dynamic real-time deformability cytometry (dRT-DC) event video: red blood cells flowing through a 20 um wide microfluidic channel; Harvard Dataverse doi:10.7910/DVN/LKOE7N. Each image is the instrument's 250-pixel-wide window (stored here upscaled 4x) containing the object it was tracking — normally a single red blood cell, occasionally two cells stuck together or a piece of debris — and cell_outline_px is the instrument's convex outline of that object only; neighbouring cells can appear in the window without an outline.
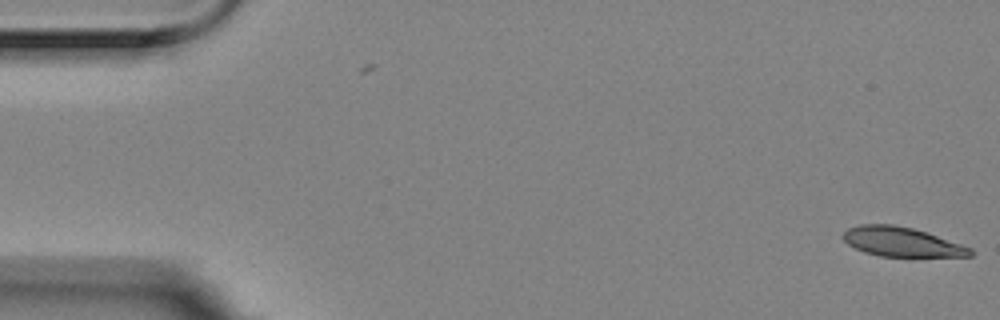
{"species": "Egyptian fruit bat (a non-hibernating species)", "species_latin": "Rousettus aegyptiacus", "temperature_condition": "room temperature", "stored_images_in_passage": 12, "segment_of_instrument_passage": [1, 2], "camera_frame_rate_fps": 3000, "um_per_image_px": 0.085, "animal": {"sex": "female"}, "frame": {"image": 1, "passage_image": 1, "time_ms": 0.0, "image_size_px": [1000, 320], "cell_outline_px": [[976, 252], [972, 256], [880, 256], [864, 252], [848, 244], [840, 236], [848, 228], [860, 224], [892, 224], [912, 228], [972, 248]], "centroid_in_image_um": [76.61, 20.56], "position_along_channel_um": 8.4, "area_um2": 21.56}}
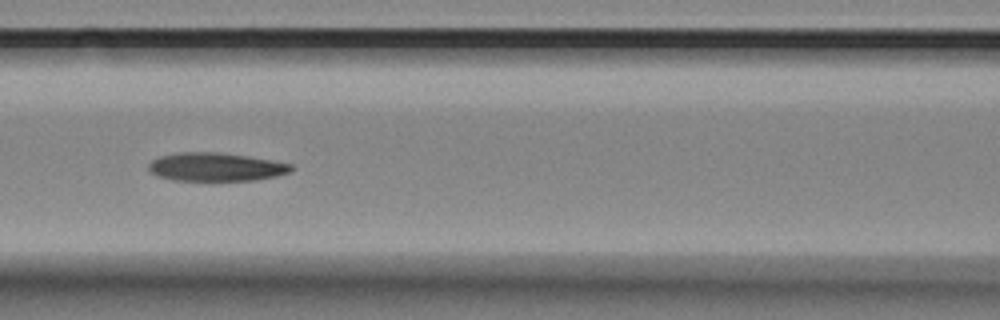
{"frame": {"image": 2, "passage_image": 7, "time_ms": 2.0, "image_size_px": [1000, 320], "cell_outline_px": [[292, 168], [288, 172], [276, 176], [256, 180], [172, 180], [156, 176], [148, 172], [148, 164], [152, 160], [160, 156], [176, 152], [220, 152], [248, 156], [272, 160], [292, 164]], "centroid_in_image_um": [18.29, 14.18], "position_along_channel_um": 148.3, "area_um2": 23.7}}
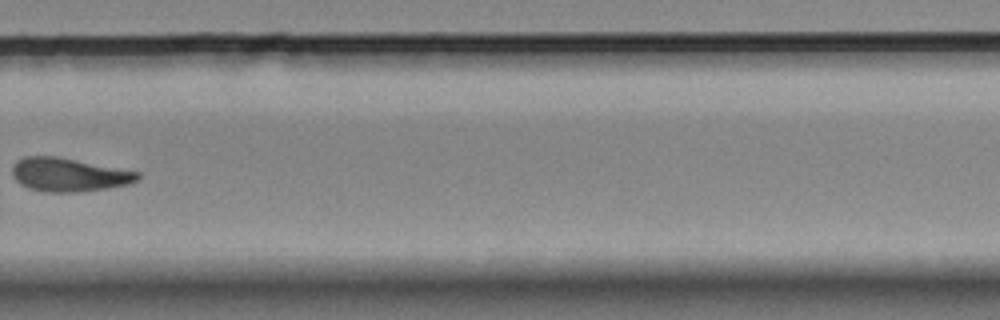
{"frame": {"image": 3, "passage_image": 11, "time_ms": 3.333, "image_size_px": [1000, 320], "cell_outline_px": [[140, 176], [136, 180], [128, 184], [108, 188], [76, 192], [44, 192], [28, 188], [20, 184], [12, 176], [12, 168], [16, 160], [24, 156], [56, 156], [140, 172]], "centroid_in_image_um": [5.81, 14.85], "position_along_channel_um": 324.0, "area_um2": 24.51}}